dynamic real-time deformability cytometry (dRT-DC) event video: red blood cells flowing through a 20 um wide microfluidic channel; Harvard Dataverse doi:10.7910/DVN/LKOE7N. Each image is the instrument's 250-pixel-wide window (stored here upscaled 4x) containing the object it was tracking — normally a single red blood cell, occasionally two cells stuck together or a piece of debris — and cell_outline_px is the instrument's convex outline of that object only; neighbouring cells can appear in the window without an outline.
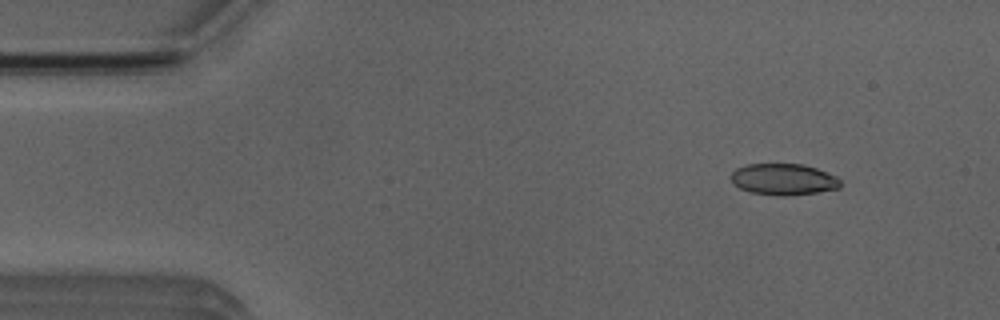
{"species": "Egyptian fruit bat (a non-hibernating species)", "species_latin": "Rousettus aegyptiacus", "temperature_condition": "room temperature", "stored_images_in_passage": 4, "camera_frame_rate_fps": 3000, "um_per_image_px": 0.085, "animal": {"sex": "male"}, "frame": {"image": 1, "passage_image": 2, "time_ms": 1.333, "image_size_px": [1000, 320], "cell_outline_px": [[840, 188], [816, 192], [784, 196], [776, 196], [752, 192], [740, 188], [732, 184], [728, 176], [736, 168], [748, 164], [804, 164], [816, 168], [836, 176], [840, 180]], "centroid_in_image_um": [66.55, 15.24], "position_along_channel_um": 18.4, "area_um2": 20.11}}